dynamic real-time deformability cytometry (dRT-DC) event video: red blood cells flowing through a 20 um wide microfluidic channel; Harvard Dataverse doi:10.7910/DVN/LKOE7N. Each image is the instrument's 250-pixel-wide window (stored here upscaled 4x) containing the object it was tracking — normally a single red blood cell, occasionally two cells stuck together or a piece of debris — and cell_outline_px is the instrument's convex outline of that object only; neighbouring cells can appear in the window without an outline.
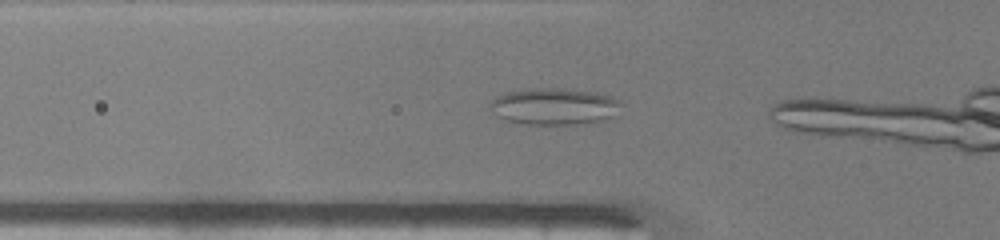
{"species": "common noctule bat (a hibernating species)", "species_latin": "Nyctalus noctula", "temperature_condition": "warm", "stored_images_in_passage": 16, "camera_frame_rate_fps": 3000, "um_per_image_px": 0.085, "animal": {"sex": "male", "body_mass_g": 19.0, "forearm_length_mm": 50.8}, "frame": {"image": 1, "passage_image": 12, "time_ms": 3.667, "image_size_px": [1000, 240], "cell_outline_px": [[620, 104], [612, 116], [604, 120], [576, 124], [528, 124], [504, 120], [496, 116], [488, 108], [488, 104], [496, 96], [504, 92], [524, 88], [564, 88], [596, 92], [612, 96], [620, 100]], "centroid_in_image_um": [47.03, 9.02], "position_along_channel_um": 78.8, "area_um2": 28.32}}